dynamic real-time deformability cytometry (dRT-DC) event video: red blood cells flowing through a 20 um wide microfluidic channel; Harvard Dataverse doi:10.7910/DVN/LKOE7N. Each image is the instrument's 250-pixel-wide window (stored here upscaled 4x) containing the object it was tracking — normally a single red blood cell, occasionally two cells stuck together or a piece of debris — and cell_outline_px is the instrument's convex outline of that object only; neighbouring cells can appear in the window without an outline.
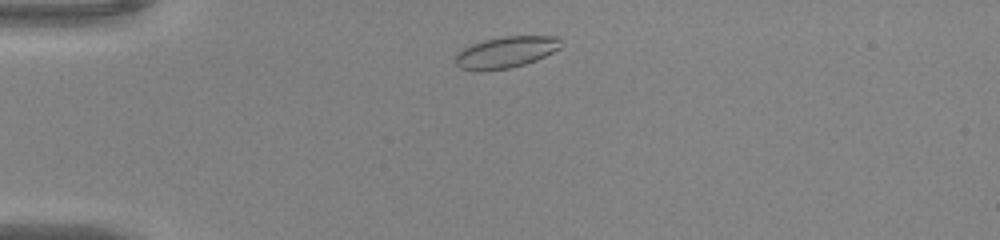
{"species": "common noctule bat (a hibernating species)", "species_latin": "Nyctalus noctula", "temperature_condition": "warm", "stored_images_in_passage": 41, "camera_frame_rate_fps": 3000, "um_per_image_px": 0.085, "animal": {"sex": "male", "body_mass_g": 20.0, "forearm_length_mm": 53.3}, "frame": {"image": 1, "passage_image": 3, "time_ms": 0.667, "image_size_px": [1000, 240], "cell_outline_px": [[564, 44], [560, 48], [536, 60], [524, 64], [508, 68], [480, 72], [460, 68], [456, 64], [456, 56], [464, 48], [472, 44], [484, 40], [500, 36], [556, 36]], "centroid_in_image_um": [43.01, 4.44], "position_along_channel_um": 42.0, "area_um2": 19.31}}
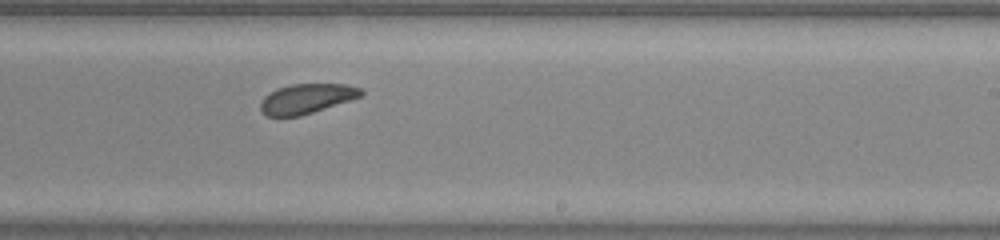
{"frame": {"image": 2, "passage_image": 22, "time_ms": 7.0, "image_size_px": [1000, 240], "cell_outline_px": [[364, 92], [360, 96], [300, 116], [264, 116], [260, 108], [260, 104], [264, 96], [276, 88], [292, 84], [348, 84], [360, 88]], "centroid_in_image_um": [26.01, 8.38], "position_along_channel_um": 263.0, "area_um2": 17.22}}
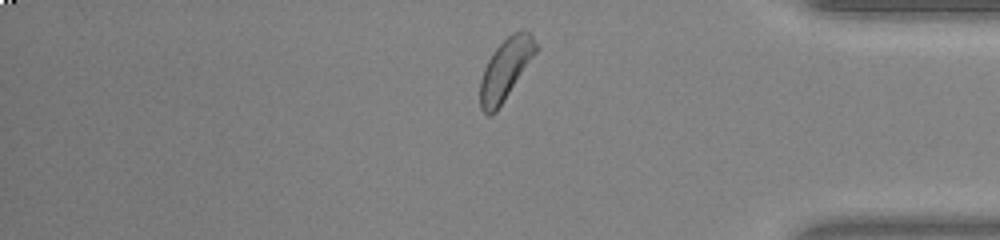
{"frame": {"image": 3, "passage_image": 33, "time_ms": 10.667, "image_size_px": [1000, 240], "cell_outline_px": [[536, 52], [496, 112], [488, 116], [480, 108], [480, 80], [484, 68], [492, 52], [512, 32], [528, 32], [532, 36], [536, 44]], "centroid_in_image_um": [42.92, 5.92], "position_along_channel_um": 392.3, "area_um2": 19.25}, "authors_computed_cell_mechanics": {"area_um2": 19.3052, "velocity_mm_per_s": 4.0519, "shape_relaxation_time_tau1_ms": 1.4192, "shape_relaxation_time_tau2_ms": null, "deformation_change_tau1": 0.0473, "deformation_change_tau2": null}}